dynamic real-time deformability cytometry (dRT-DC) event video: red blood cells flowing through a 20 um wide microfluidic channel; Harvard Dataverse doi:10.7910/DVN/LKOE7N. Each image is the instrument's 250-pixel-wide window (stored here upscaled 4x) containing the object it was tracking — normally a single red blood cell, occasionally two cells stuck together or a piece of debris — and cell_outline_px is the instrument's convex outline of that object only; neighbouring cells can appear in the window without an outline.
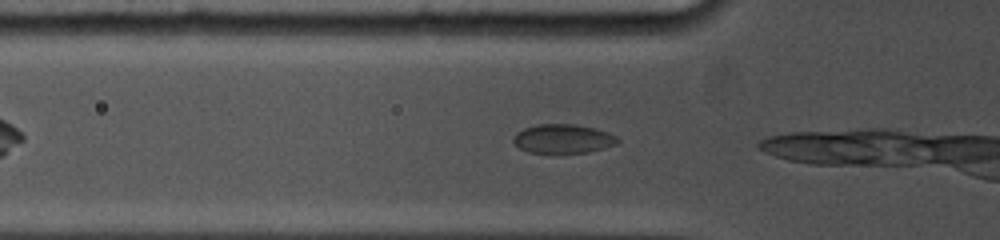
{"species": "common noctule bat (a hibernating species)", "species_latin": "Nyctalus noctula", "temperature_condition": "cold", "stored_images_in_passage": 26, "camera_frame_rate_fps": 5000, "um_per_image_px": 0.085, "animal": {"sex": "female", "body_mass_g": 19.0, "forearm_length_mm": 53.3}, "frame": {"image": 1, "passage_image": 4, "time_ms": 0.6, "image_size_px": [1000, 240], "cell_outline_px": [[620, 140], [616, 144], [604, 148], [588, 152], [528, 152], [520, 148], [512, 140], [516, 132], [524, 128], [536, 124], [576, 124], [596, 128], [608, 132], [616, 136]], "centroid_in_image_um": [47.87, 11.77], "position_along_channel_um": 77.9, "area_um2": 17.57}}
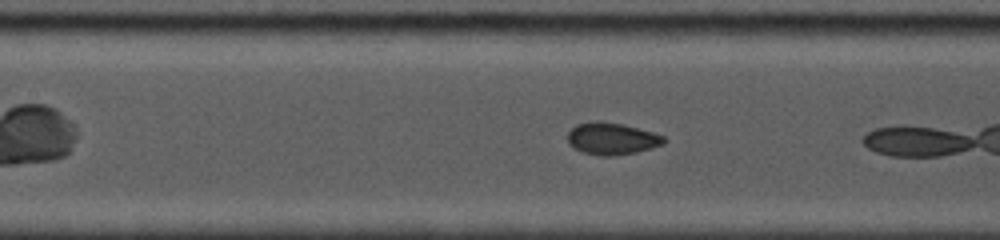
{"frame": {"image": 2, "passage_image": 16, "time_ms": 2.6, "image_size_px": [1000, 240], "cell_outline_px": [[668, 140], [664, 144], [652, 148], [636, 152], [612, 156], [600, 156], [584, 152], [568, 144], [568, 132], [576, 124], [596, 120], [624, 124], [652, 132], [664, 136]], "centroid_in_image_um": [52.03, 11.78], "position_along_channel_um": 155.4, "area_um2": 18.03}}